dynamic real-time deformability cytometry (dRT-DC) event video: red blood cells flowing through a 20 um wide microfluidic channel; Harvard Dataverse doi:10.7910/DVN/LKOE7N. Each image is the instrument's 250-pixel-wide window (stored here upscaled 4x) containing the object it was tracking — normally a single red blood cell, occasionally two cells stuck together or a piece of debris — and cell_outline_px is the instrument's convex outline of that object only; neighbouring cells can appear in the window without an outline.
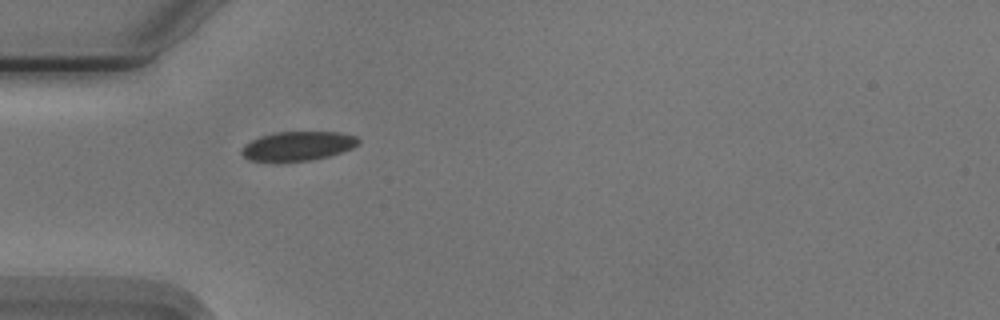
{"species": "Egyptian fruit bat (a non-hibernating species)", "species_latin": "Rousettus aegyptiacus", "temperature_condition": "cold", "stored_images_in_passage": 39, "camera_frame_rate_fps": 3000, "um_per_image_px": 0.085, "animal": {"sex": "male"}, "frame": {"image": 1, "passage_image": 1, "time_ms": 0.0, "image_size_px": [1000, 320], "cell_outline_px": [[360, 144], [352, 148], [328, 156], [312, 160], [252, 160], [244, 156], [240, 152], [240, 148], [244, 144], [260, 136], [276, 132], [340, 132], [356, 136], [360, 140]], "centroid_in_image_um": [25.34, 12.38], "position_along_channel_um": 59.7, "area_um2": 19.59}}
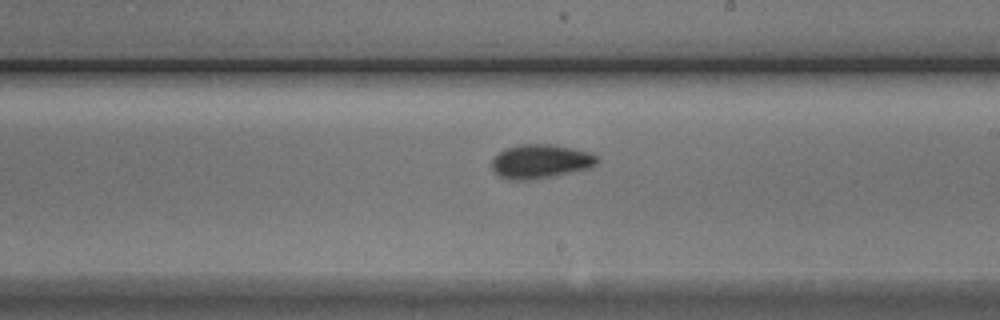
{"frame": {"image": 2, "passage_image": 16, "time_ms": 5.0, "image_size_px": [1000, 320], "cell_outline_px": [[600, 160], [596, 164], [588, 168], [572, 172], [552, 176], [528, 180], [508, 180], [500, 176], [492, 168], [492, 160], [500, 152], [508, 148], [520, 144], [556, 144], [592, 152]], "centroid_in_image_um": [45.98, 13.71], "position_along_channel_um": 243.0, "area_um2": 20.87}}
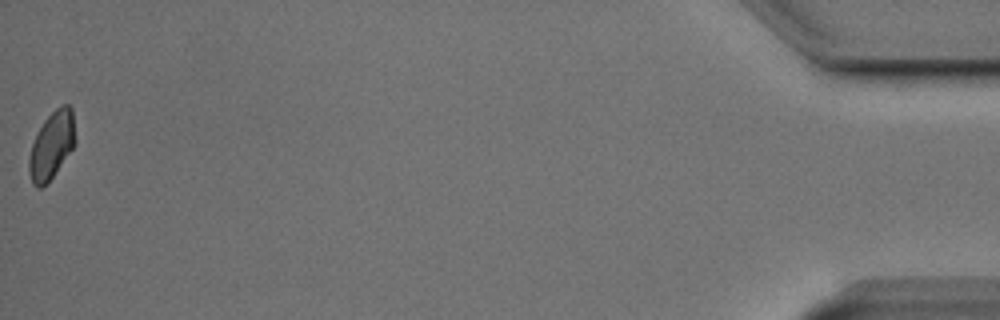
{"frame": {"image": 3, "passage_image": 39, "time_ms": 12.667, "image_size_px": [1000, 320], "cell_outline_px": [[76, 140], [72, 148], [52, 176], [40, 188], [36, 188], [32, 184], [28, 168], [28, 160], [32, 144], [44, 120], [60, 104], [68, 104], [72, 108]], "centroid_in_image_um": [4.39, 12.32], "position_along_channel_um": 430.8, "area_um2": 17.8}, "authors_computed_cell_mechanics": {"area_um2": 19.5942, "velocity_mm_per_s": 3.7432, "shape_relaxation_time_tau1_ms": 5.3304, "shape_relaxation_time_tau2_ms": 2.1907, "deformation_change_tau1": 0.1148, "deformation_change_tau2": 0.0388}}